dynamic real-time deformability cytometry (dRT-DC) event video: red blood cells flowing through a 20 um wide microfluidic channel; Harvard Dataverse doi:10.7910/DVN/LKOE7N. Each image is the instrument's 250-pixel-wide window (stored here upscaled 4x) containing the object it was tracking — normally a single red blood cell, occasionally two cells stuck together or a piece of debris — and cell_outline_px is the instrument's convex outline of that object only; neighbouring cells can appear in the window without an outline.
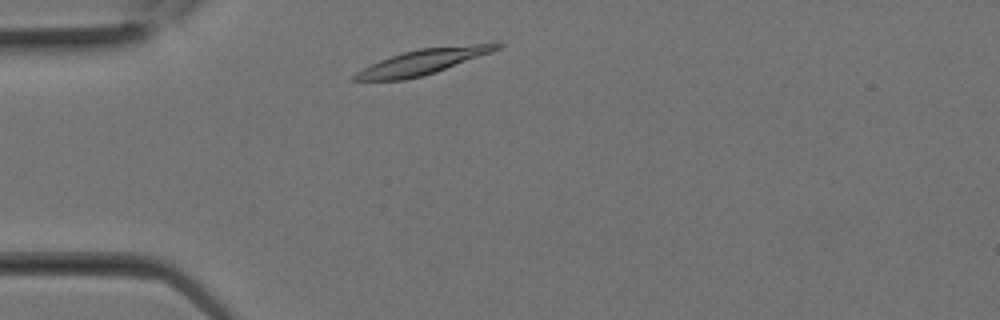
{"species": "Egyptian fruit bat (a non-hibernating species)", "species_latin": "Rousettus aegyptiacus", "temperature_condition": "room temperature", "stored_images_in_passage": 6, "camera_frame_rate_fps": 3000, "um_per_image_px": 0.085, "animal": {"sex": "female"}, "frame": {"image": 1, "passage_image": 2, "time_ms": 0.333, "image_size_px": [1000, 320], "cell_outline_px": [[504, 44], [500, 48], [492, 52], [436, 72], [404, 80], [348, 80], [356, 72], [380, 60], [404, 52], [420, 48], [472, 44]], "centroid_in_image_um": [35.91, 5.26], "position_along_channel_um": 49.1, "area_um2": 20.46}}
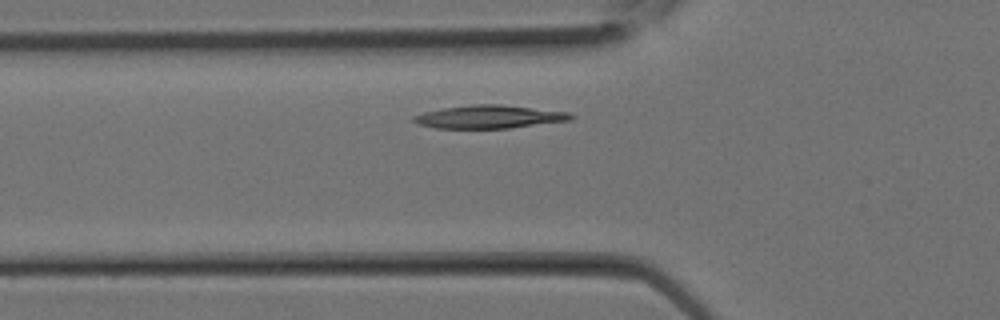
{"frame": {"image": 2, "passage_image": 4, "time_ms": 1.0, "image_size_px": [1000, 320], "cell_outline_px": [[576, 116], [572, 120], [508, 128], [436, 128], [420, 124], [412, 120], [412, 116], [424, 112], [444, 108], [472, 104], [500, 104], [568, 112]], "centroid_in_image_um": [41.6, 9.92], "position_along_channel_um": 84.2, "area_um2": 21.04}}
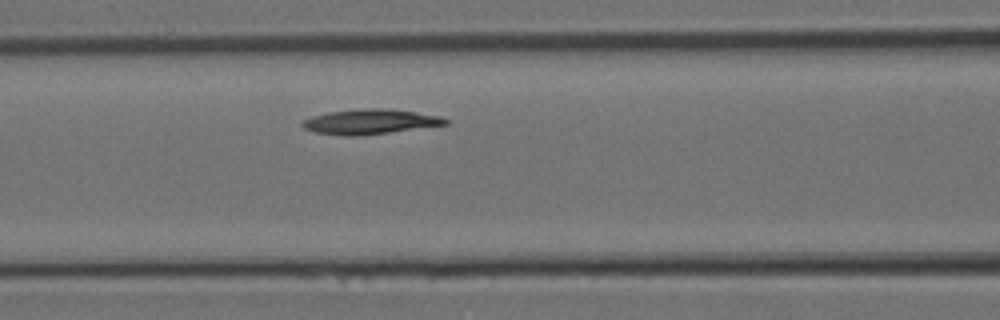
{"frame": {"image": 3, "passage_image": 6, "time_ms": 1.667, "image_size_px": [1000, 320], "cell_outline_px": [[448, 124], [388, 132], [352, 136], [344, 136], [316, 132], [304, 128], [300, 124], [304, 120], [312, 116], [328, 112], [360, 108], [388, 108], [416, 112], [440, 116], [448, 120]], "centroid_in_image_um": [31.43, 10.33], "position_along_channel_um": 135.2, "area_um2": 20.58}}